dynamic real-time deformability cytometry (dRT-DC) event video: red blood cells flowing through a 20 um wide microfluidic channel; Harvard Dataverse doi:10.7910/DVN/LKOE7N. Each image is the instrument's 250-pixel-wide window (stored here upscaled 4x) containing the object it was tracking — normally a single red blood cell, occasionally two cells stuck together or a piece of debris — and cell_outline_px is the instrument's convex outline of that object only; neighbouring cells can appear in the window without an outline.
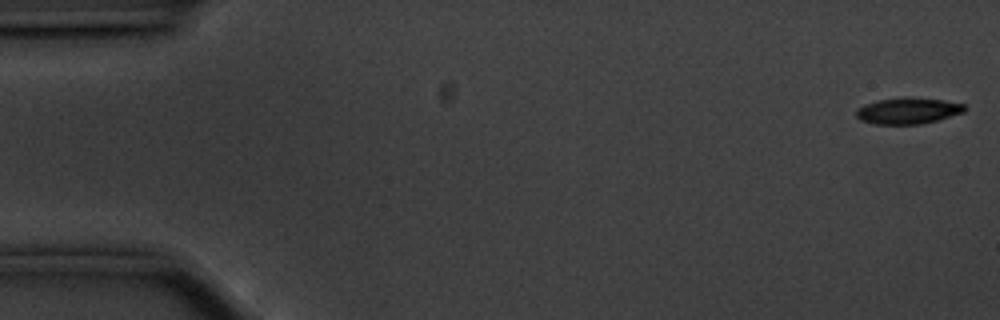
{"species": "common noctule bat (a hibernating species)", "species_latin": "Nyctalus noctula", "temperature_condition": "cold", "stored_images_in_passage": 56, "camera_frame_rate_fps": 3000, "um_per_image_px": 0.085, "animal": {"sex": "male", "body_mass_g": 20.1, "forearm_length_mm": 53.5}, "frame": {"image": 1, "passage_image": 1, "time_ms": 0.0, "image_size_px": [1000, 320], "cell_outline_px": [[968, 108], [964, 112], [936, 120], [920, 124], [876, 124], [860, 120], [856, 116], [856, 108], [864, 104], [876, 100], [908, 96], [944, 100], [964, 104]], "centroid_in_image_um": [77.16, 9.4], "position_along_channel_um": 7.8, "area_um2": 16.76}}
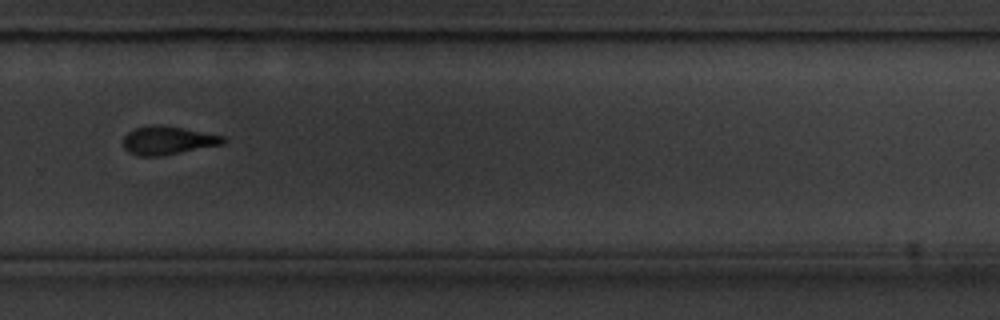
{"frame": {"image": 2, "passage_image": 38, "time_ms": 12.333, "image_size_px": [1000, 320], "cell_outline_px": [[228, 140], [224, 144], [160, 156], [140, 156], [128, 152], [124, 148], [124, 136], [128, 132], [136, 128], [148, 124], [164, 124], [224, 136]], "centroid_in_image_um": [14.27, 11.92], "position_along_channel_um": 315.5, "area_um2": 16.7}}
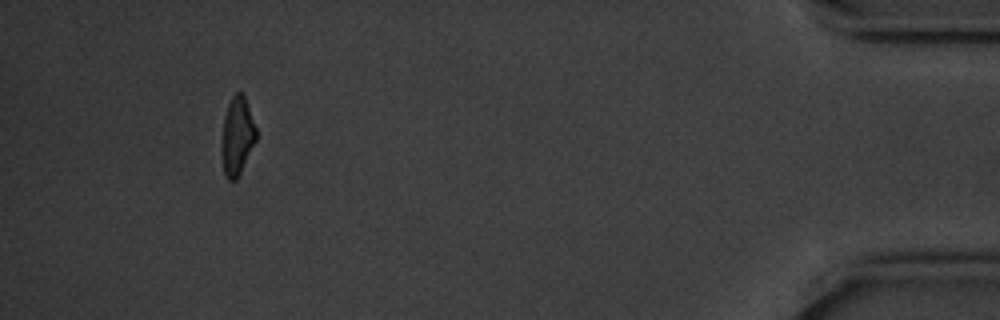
{"frame": {"image": 3, "passage_image": 52, "time_ms": 17.0, "image_size_px": [1000, 320], "cell_outline_px": [[256, 140], [236, 180], [228, 180], [224, 176], [220, 152], [224, 116], [228, 104], [232, 96], [236, 92], [240, 92], [244, 96], [256, 128]], "centroid_in_image_um": [20.12, 11.6], "position_along_channel_um": 415.1, "area_um2": 15.66}, "authors_computed_cell_mechanics": {"area_um2": 17.4556, "velocity_mm_per_s": 3.5582, "shape_relaxation_time_tau1_ms": 2.7844, "shape_relaxation_time_tau2_ms": null, "deformation_change_tau1": 0.1178, "deformation_change_tau2": null}}